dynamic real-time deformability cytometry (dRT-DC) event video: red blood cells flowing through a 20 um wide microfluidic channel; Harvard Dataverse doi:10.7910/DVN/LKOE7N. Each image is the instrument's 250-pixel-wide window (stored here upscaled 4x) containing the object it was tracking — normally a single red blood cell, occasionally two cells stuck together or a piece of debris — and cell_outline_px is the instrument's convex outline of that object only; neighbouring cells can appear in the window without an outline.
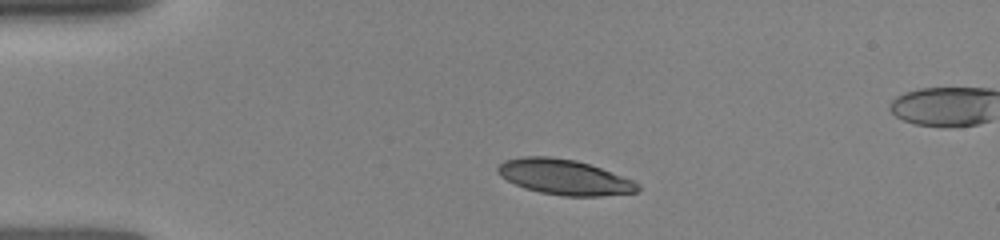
{"species": "human", "species_latin": "Homo sapiens", "temperature_condition": "room temperature", "stored_images_in_passage": 3, "segment_of_instrument_passage": [1, 2], "camera_frame_rate_fps": 3000, "um_per_image_px": 0.085, "donor": {"sex": "female"}, "frame": {"image": 1, "passage_image": 1, "time_ms": 0.0, "image_size_px": [1000, 240], "cell_outline_px": [[640, 188], [636, 192], [600, 196], [564, 196], [540, 192], [524, 188], [500, 176], [496, 172], [496, 168], [504, 160], [524, 156], [552, 156], [576, 160], [600, 168], [632, 180], [640, 184]], "centroid_in_image_um": [47.94, 15.05], "position_along_channel_um": 37.1, "area_um2": 28.67}}